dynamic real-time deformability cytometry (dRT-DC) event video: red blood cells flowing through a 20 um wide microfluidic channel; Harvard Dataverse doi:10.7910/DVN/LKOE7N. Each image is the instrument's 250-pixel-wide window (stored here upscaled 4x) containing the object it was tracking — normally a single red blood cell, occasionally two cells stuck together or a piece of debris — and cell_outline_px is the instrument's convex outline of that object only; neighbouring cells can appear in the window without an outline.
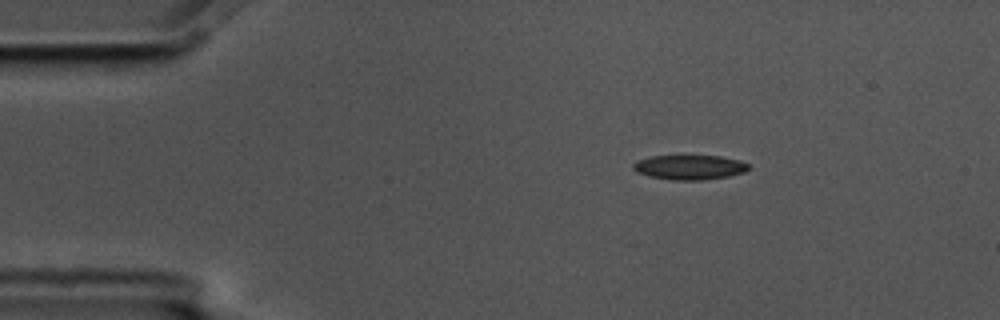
{"species": "common noctule bat (a hibernating species)", "species_latin": "Nyctalus noctula", "temperature_condition": "cold", "stored_images_in_passage": 3, "camera_frame_rate_fps": 3000, "um_per_image_px": 0.085, "animal": {"sex": "male", "body_mass_g": 17.5, "forearm_length_mm": 52.3}, "frame": {"image": 1, "passage_image": 1, "time_ms": 0.0, "image_size_px": [1000, 320], "cell_outline_px": [[748, 168], [744, 172], [728, 176], [704, 180], [672, 180], [648, 176], [636, 172], [632, 168], [632, 164], [636, 160], [648, 156], [720, 156], [740, 160], [748, 164]], "centroid_in_image_um": [58.55, 14.22], "position_along_channel_um": 26.4, "area_um2": 16.65}}
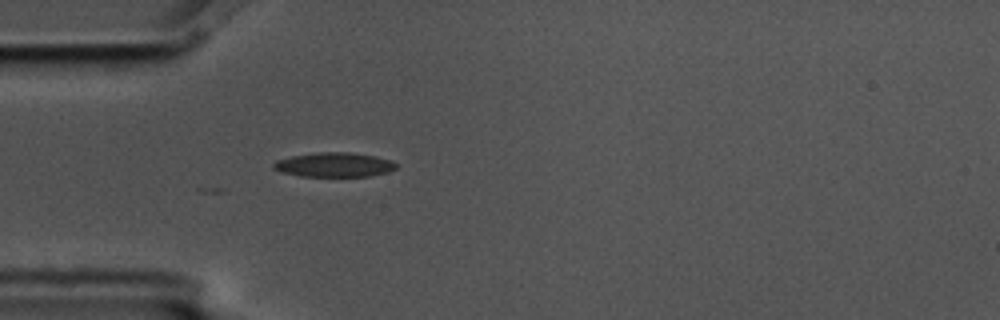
{"frame": {"image": 2, "passage_image": 3, "time_ms": 0.667, "image_size_px": [1000, 320], "cell_outline_px": [[396, 168], [388, 172], [368, 176], [300, 176], [284, 172], [272, 168], [272, 164], [276, 160], [292, 156], [320, 152], [348, 152], [376, 156], [392, 160], [396, 164]], "centroid_in_image_um": [28.42, 14.0], "position_along_channel_um": 56.6, "area_um2": 17.34}}